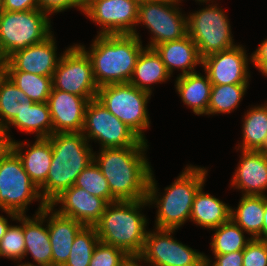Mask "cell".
Wrapping results in <instances>:
<instances>
[{"label": "cell", "mask_w": 267, "mask_h": 266, "mask_svg": "<svg viewBox=\"0 0 267 266\" xmlns=\"http://www.w3.org/2000/svg\"><path fill=\"white\" fill-rule=\"evenodd\" d=\"M89 56L98 87L129 83L137 58L143 50L142 41L133 34L97 35L90 51L78 44Z\"/></svg>", "instance_id": "obj_3"}, {"label": "cell", "mask_w": 267, "mask_h": 266, "mask_svg": "<svg viewBox=\"0 0 267 266\" xmlns=\"http://www.w3.org/2000/svg\"><path fill=\"white\" fill-rule=\"evenodd\" d=\"M260 152H262V153H264V154L267 155V138H266V141H265V143H264V146H263V148L260 150Z\"/></svg>", "instance_id": "obj_48"}, {"label": "cell", "mask_w": 267, "mask_h": 266, "mask_svg": "<svg viewBox=\"0 0 267 266\" xmlns=\"http://www.w3.org/2000/svg\"><path fill=\"white\" fill-rule=\"evenodd\" d=\"M242 266H267V240L251 238L243 250Z\"/></svg>", "instance_id": "obj_38"}, {"label": "cell", "mask_w": 267, "mask_h": 266, "mask_svg": "<svg viewBox=\"0 0 267 266\" xmlns=\"http://www.w3.org/2000/svg\"><path fill=\"white\" fill-rule=\"evenodd\" d=\"M15 126L25 133H36V138H48L53 134V125L47 102H34L3 129L8 136L9 127Z\"/></svg>", "instance_id": "obj_28"}, {"label": "cell", "mask_w": 267, "mask_h": 266, "mask_svg": "<svg viewBox=\"0 0 267 266\" xmlns=\"http://www.w3.org/2000/svg\"><path fill=\"white\" fill-rule=\"evenodd\" d=\"M248 84H212L207 115L229 113L238 108Z\"/></svg>", "instance_id": "obj_33"}, {"label": "cell", "mask_w": 267, "mask_h": 266, "mask_svg": "<svg viewBox=\"0 0 267 266\" xmlns=\"http://www.w3.org/2000/svg\"><path fill=\"white\" fill-rule=\"evenodd\" d=\"M42 200L39 188L25 172L21 159L11 149L0 161V209L14 221L25 215L32 201Z\"/></svg>", "instance_id": "obj_8"}, {"label": "cell", "mask_w": 267, "mask_h": 266, "mask_svg": "<svg viewBox=\"0 0 267 266\" xmlns=\"http://www.w3.org/2000/svg\"><path fill=\"white\" fill-rule=\"evenodd\" d=\"M3 11H27L39 9L38 0H2Z\"/></svg>", "instance_id": "obj_42"}, {"label": "cell", "mask_w": 267, "mask_h": 266, "mask_svg": "<svg viewBox=\"0 0 267 266\" xmlns=\"http://www.w3.org/2000/svg\"><path fill=\"white\" fill-rule=\"evenodd\" d=\"M17 266H28V265H25L24 263H21V264H19Z\"/></svg>", "instance_id": "obj_52"}, {"label": "cell", "mask_w": 267, "mask_h": 266, "mask_svg": "<svg viewBox=\"0 0 267 266\" xmlns=\"http://www.w3.org/2000/svg\"><path fill=\"white\" fill-rule=\"evenodd\" d=\"M266 207L267 195H243L237 209L231 208L230 219L251 238L262 239L263 215Z\"/></svg>", "instance_id": "obj_27"}, {"label": "cell", "mask_w": 267, "mask_h": 266, "mask_svg": "<svg viewBox=\"0 0 267 266\" xmlns=\"http://www.w3.org/2000/svg\"><path fill=\"white\" fill-rule=\"evenodd\" d=\"M205 264L207 266H242L243 265V250L226 253L223 255H214L216 261L213 264L206 255H204Z\"/></svg>", "instance_id": "obj_40"}, {"label": "cell", "mask_w": 267, "mask_h": 266, "mask_svg": "<svg viewBox=\"0 0 267 266\" xmlns=\"http://www.w3.org/2000/svg\"><path fill=\"white\" fill-rule=\"evenodd\" d=\"M51 34L47 39L12 54L3 62V71H23L41 76H52L57 58L56 42Z\"/></svg>", "instance_id": "obj_16"}, {"label": "cell", "mask_w": 267, "mask_h": 266, "mask_svg": "<svg viewBox=\"0 0 267 266\" xmlns=\"http://www.w3.org/2000/svg\"><path fill=\"white\" fill-rule=\"evenodd\" d=\"M148 231L141 256L152 266H204V253L175 240L171 234L176 229Z\"/></svg>", "instance_id": "obj_13"}, {"label": "cell", "mask_w": 267, "mask_h": 266, "mask_svg": "<svg viewBox=\"0 0 267 266\" xmlns=\"http://www.w3.org/2000/svg\"><path fill=\"white\" fill-rule=\"evenodd\" d=\"M151 170L147 200L149 206L155 204V228L178 229L190 219L194 196L205 184L207 170L204 167L186 166L174 182L165 188V193L159 198L158 187Z\"/></svg>", "instance_id": "obj_4"}, {"label": "cell", "mask_w": 267, "mask_h": 266, "mask_svg": "<svg viewBox=\"0 0 267 266\" xmlns=\"http://www.w3.org/2000/svg\"><path fill=\"white\" fill-rule=\"evenodd\" d=\"M3 11V2L0 0V13Z\"/></svg>", "instance_id": "obj_51"}, {"label": "cell", "mask_w": 267, "mask_h": 266, "mask_svg": "<svg viewBox=\"0 0 267 266\" xmlns=\"http://www.w3.org/2000/svg\"><path fill=\"white\" fill-rule=\"evenodd\" d=\"M48 217V205L41 201L38 210L32 218L23 215V235L25 240V254H31L32 263L28 266H52V248L49 237L48 226L44 228L45 218Z\"/></svg>", "instance_id": "obj_19"}, {"label": "cell", "mask_w": 267, "mask_h": 266, "mask_svg": "<svg viewBox=\"0 0 267 266\" xmlns=\"http://www.w3.org/2000/svg\"><path fill=\"white\" fill-rule=\"evenodd\" d=\"M203 186L194 196L190 220L210 230L230 220L231 207L210 193H205Z\"/></svg>", "instance_id": "obj_25"}, {"label": "cell", "mask_w": 267, "mask_h": 266, "mask_svg": "<svg viewBox=\"0 0 267 266\" xmlns=\"http://www.w3.org/2000/svg\"><path fill=\"white\" fill-rule=\"evenodd\" d=\"M3 74V62L0 61V77Z\"/></svg>", "instance_id": "obj_50"}, {"label": "cell", "mask_w": 267, "mask_h": 266, "mask_svg": "<svg viewBox=\"0 0 267 266\" xmlns=\"http://www.w3.org/2000/svg\"><path fill=\"white\" fill-rule=\"evenodd\" d=\"M38 7L48 15L62 12L70 8H78L84 12L83 0H38Z\"/></svg>", "instance_id": "obj_39"}, {"label": "cell", "mask_w": 267, "mask_h": 266, "mask_svg": "<svg viewBox=\"0 0 267 266\" xmlns=\"http://www.w3.org/2000/svg\"><path fill=\"white\" fill-rule=\"evenodd\" d=\"M52 88L84 98H97L98 85L87 53L77 44L67 48L52 75Z\"/></svg>", "instance_id": "obj_12"}, {"label": "cell", "mask_w": 267, "mask_h": 266, "mask_svg": "<svg viewBox=\"0 0 267 266\" xmlns=\"http://www.w3.org/2000/svg\"><path fill=\"white\" fill-rule=\"evenodd\" d=\"M126 255L122 249L99 241L89 266H119Z\"/></svg>", "instance_id": "obj_37"}, {"label": "cell", "mask_w": 267, "mask_h": 266, "mask_svg": "<svg viewBox=\"0 0 267 266\" xmlns=\"http://www.w3.org/2000/svg\"><path fill=\"white\" fill-rule=\"evenodd\" d=\"M180 3H181V0H178ZM197 2H200V3H207L208 1H211V0H195ZM213 2V0L211 1Z\"/></svg>", "instance_id": "obj_49"}, {"label": "cell", "mask_w": 267, "mask_h": 266, "mask_svg": "<svg viewBox=\"0 0 267 266\" xmlns=\"http://www.w3.org/2000/svg\"><path fill=\"white\" fill-rule=\"evenodd\" d=\"M58 89H51L47 100L53 134L58 132H81L84 125L85 110L90 100Z\"/></svg>", "instance_id": "obj_18"}, {"label": "cell", "mask_w": 267, "mask_h": 266, "mask_svg": "<svg viewBox=\"0 0 267 266\" xmlns=\"http://www.w3.org/2000/svg\"><path fill=\"white\" fill-rule=\"evenodd\" d=\"M151 94L130 83L105 85L98 89L97 100L132 129L143 141L150 126L147 103Z\"/></svg>", "instance_id": "obj_7"}, {"label": "cell", "mask_w": 267, "mask_h": 266, "mask_svg": "<svg viewBox=\"0 0 267 266\" xmlns=\"http://www.w3.org/2000/svg\"><path fill=\"white\" fill-rule=\"evenodd\" d=\"M148 146L104 148L94 152V161L107 179L116 200L147 199L151 165L145 157Z\"/></svg>", "instance_id": "obj_1"}, {"label": "cell", "mask_w": 267, "mask_h": 266, "mask_svg": "<svg viewBox=\"0 0 267 266\" xmlns=\"http://www.w3.org/2000/svg\"><path fill=\"white\" fill-rule=\"evenodd\" d=\"M58 204L62 205L61 209H56L60 215L73 218L84 226H94L100 220L108 202L73 185L50 203L52 207Z\"/></svg>", "instance_id": "obj_17"}, {"label": "cell", "mask_w": 267, "mask_h": 266, "mask_svg": "<svg viewBox=\"0 0 267 266\" xmlns=\"http://www.w3.org/2000/svg\"><path fill=\"white\" fill-rule=\"evenodd\" d=\"M171 74L154 48L144 47L139 54L130 84L152 94L151 84L166 82Z\"/></svg>", "instance_id": "obj_26"}, {"label": "cell", "mask_w": 267, "mask_h": 266, "mask_svg": "<svg viewBox=\"0 0 267 266\" xmlns=\"http://www.w3.org/2000/svg\"><path fill=\"white\" fill-rule=\"evenodd\" d=\"M74 186L83 188L88 193L105 199L108 203L117 201L111 194L107 179L100 168L91 162L77 177Z\"/></svg>", "instance_id": "obj_35"}, {"label": "cell", "mask_w": 267, "mask_h": 266, "mask_svg": "<svg viewBox=\"0 0 267 266\" xmlns=\"http://www.w3.org/2000/svg\"><path fill=\"white\" fill-rule=\"evenodd\" d=\"M83 13L102 26L98 35L133 34L140 39L136 30L138 5L132 0H86Z\"/></svg>", "instance_id": "obj_14"}, {"label": "cell", "mask_w": 267, "mask_h": 266, "mask_svg": "<svg viewBox=\"0 0 267 266\" xmlns=\"http://www.w3.org/2000/svg\"><path fill=\"white\" fill-rule=\"evenodd\" d=\"M144 258L140 254H128L121 261L119 266H141L138 262H143Z\"/></svg>", "instance_id": "obj_44"}, {"label": "cell", "mask_w": 267, "mask_h": 266, "mask_svg": "<svg viewBox=\"0 0 267 266\" xmlns=\"http://www.w3.org/2000/svg\"><path fill=\"white\" fill-rule=\"evenodd\" d=\"M16 221L21 225H10L0 240V256L21 262L25 254L23 215H18Z\"/></svg>", "instance_id": "obj_36"}, {"label": "cell", "mask_w": 267, "mask_h": 266, "mask_svg": "<svg viewBox=\"0 0 267 266\" xmlns=\"http://www.w3.org/2000/svg\"><path fill=\"white\" fill-rule=\"evenodd\" d=\"M99 241L95 226H83L77 233L70 249V255L63 266H89Z\"/></svg>", "instance_id": "obj_34"}, {"label": "cell", "mask_w": 267, "mask_h": 266, "mask_svg": "<svg viewBox=\"0 0 267 266\" xmlns=\"http://www.w3.org/2000/svg\"><path fill=\"white\" fill-rule=\"evenodd\" d=\"M11 136L0 128V161L7 155V153L12 149Z\"/></svg>", "instance_id": "obj_43"}, {"label": "cell", "mask_w": 267, "mask_h": 266, "mask_svg": "<svg viewBox=\"0 0 267 266\" xmlns=\"http://www.w3.org/2000/svg\"><path fill=\"white\" fill-rule=\"evenodd\" d=\"M34 102L4 73L0 77V128L4 129L16 115Z\"/></svg>", "instance_id": "obj_30"}, {"label": "cell", "mask_w": 267, "mask_h": 266, "mask_svg": "<svg viewBox=\"0 0 267 266\" xmlns=\"http://www.w3.org/2000/svg\"><path fill=\"white\" fill-rule=\"evenodd\" d=\"M49 15L40 9L0 13V61L15 52L47 39L51 31Z\"/></svg>", "instance_id": "obj_6"}, {"label": "cell", "mask_w": 267, "mask_h": 266, "mask_svg": "<svg viewBox=\"0 0 267 266\" xmlns=\"http://www.w3.org/2000/svg\"><path fill=\"white\" fill-rule=\"evenodd\" d=\"M134 1L137 5H140V4H143V3H146V2H150V1H153V0H132Z\"/></svg>", "instance_id": "obj_47"}, {"label": "cell", "mask_w": 267, "mask_h": 266, "mask_svg": "<svg viewBox=\"0 0 267 266\" xmlns=\"http://www.w3.org/2000/svg\"><path fill=\"white\" fill-rule=\"evenodd\" d=\"M240 151V161L232 176L231 186L241 189L242 195H266L267 155L260 151Z\"/></svg>", "instance_id": "obj_20"}, {"label": "cell", "mask_w": 267, "mask_h": 266, "mask_svg": "<svg viewBox=\"0 0 267 266\" xmlns=\"http://www.w3.org/2000/svg\"><path fill=\"white\" fill-rule=\"evenodd\" d=\"M193 72L179 75L175 81L176 90L184 104L196 115H207L212 83L207 74Z\"/></svg>", "instance_id": "obj_24"}, {"label": "cell", "mask_w": 267, "mask_h": 266, "mask_svg": "<svg viewBox=\"0 0 267 266\" xmlns=\"http://www.w3.org/2000/svg\"><path fill=\"white\" fill-rule=\"evenodd\" d=\"M243 119V141L238 144V150L260 151L267 138V102L251 107Z\"/></svg>", "instance_id": "obj_29"}, {"label": "cell", "mask_w": 267, "mask_h": 266, "mask_svg": "<svg viewBox=\"0 0 267 266\" xmlns=\"http://www.w3.org/2000/svg\"><path fill=\"white\" fill-rule=\"evenodd\" d=\"M148 200L114 201L108 203L100 220L94 225L99 240L122 249L128 254H141L145 237L147 217L141 214Z\"/></svg>", "instance_id": "obj_5"}, {"label": "cell", "mask_w": 267, "mask_h": 266, "mask_svg": "<svg viewBox=\"0 0 267 266\" xmlns=\"http://www.w3.org/2000/svg\"><path fill=\"white\" fill-rule=\"evenodd\" d=\"M262 239L267 240V207L264 212Z\"/></svg>", "instance_id": "obj_46"}, {"label": "cell", "mask_w": 267, "mask_h": 266, "mask_svg": "<svg viewBox=\"0 0 267 266\" xmlns=\"http://www.w3.org/2000/svg\"><path fill=\"white\" fill-rule=\"evenodd\" d=\"M154 49L171 75L175 69L182 71L179 75L193 73L196 65L202 64L197 46L189 35L178 40L163 42Z\"/></svg>", "instance_id": "obj_23"}, {"label": "cell", "mask_w": 267, "mask_h": 266, "mask_svg": "<svg viewBox=\"0 0 267 266\" xmlns=\"http://www.w3.org/2000/svg\"><path fill=\"white\" fill-rule=\"evenodd\" d=\"M217 4L187 16L188 35L195 42L201 59L236 46L230 21Z\"/></svg>", "instance_id": "obj_9"}, {"label": "cell", "mask_w": 267, "mask_h": 266, "mask_svg": "<svg viewBox=\"0 0 267 266\" xmlns=\"http://www.w3.org/2000/svg\"><path fill=\"white\" fill-rule=\"evenodd\" d=\"M211 230H215L212 241L210 242L213 255H223L244 250L251 240V237L245 238V231L231 219Z\"/></svg>", "instance_id": "obj_32"}, {"label": "cell", "mask_w": 267, "mask_h": 266, "mask_svg": "<svg viewBox=\"0 0 267 266\" xmlns=\"http://www.w3.org/2000/svg\"><path fill=\"white\" fill-rule=\"evenodd\" d=\"M81 132L87 141L100 142V149L148 146V141H143L97 99L87 104Z\"/></svg>", "instance_id": "obj_10"}, {"label": "cell", "mask_w": 267, "mask_h": 266, "mask_svg": "<svg viewBox=\"0 0 267 266\" xmlns=\"http://www.w3.org/2000/svg\"><path fill=\"white\" fill-rule=\"evenodd\" d=\"M179 3L178 0H153L138 5L136 25L142 23L153 35L146 47L154 48L188 35L187 17L180 12Z\"/></svg>", "instance_id": "obj_11"}, {"label": "cell", "mask_w": 267, "mask_h": 266, "mask_svg": "<svg viewBox=\"0 0 267 266\" xmlns=\"http://www.w3.org/2000/svg\"><path fill=\"white\" fill-rule=\"evenodd\" d=\"M9 226L10 224L8 223V220L6 219V217H3L2 215H0V240L6 233Z\"/></svg>", "instance_id": "obj_45"}, {"label": "cell", "mask_w": 267, "mask_h": 266, "mask_svg": "<svg viewBox=\"0 0 267 266\" xmlns=\"http://www.w3.org/2000/svg\"><path fill=\"white\" fill-rule=\"evenodd\" d=\"M31 101L47 102L52 89V76H41L23 71H3Z\"/></svg>", "instance_id": "obj_31"}, {"label": "cell", "mask_w": 267, "mask_h": 266, "mask_svg": "<svg viewBox=\"0 0 267 266\" xmlns=\"http://www.w3.org/2000/svg\"><path fill=\"white\" fill-rule=\"evenodd\" d=\"M48 215L45 221L52 248V266H63L77 233L84 225L73 218L60 215L51 205H48Z\"/></svg>", "instance_id": "obj_21"}, {"label": "cell", "mask_w": 267, "mask_h": 266, "mask_svg": "<svg viewBox=\"0 0 267 266\" xmlns=\"http://www.w3.org/2000/svg\"><path fill=\"white\" fill-rule=\"evenodd\" d=\"M48 139L52 146V160L39 193L50 205L65 189L74 185L78 175L94 161V153L82 132H58Z\"/></svg>", "instance_id": "obj_2"}, {"label": "cell", "mask_w": 267, "mask_h": 266, "mask_svg": "<svg viewBox=\"0 0 267 266\" xmlns=\"http://www.w3.org/2000/svg\"><path fill=\"white\" fill-rule=\"evenodd\" d=\"M249 58L250 62L262 73L267 76V39L259 44V47Z\"/></svg>", "instance_id": "obj_41"}, {"label": "cell", "mask_w": 267, "mask_h": 266, "mask_svg": "<svg viewBox=\"0 0 267 266\" xmlns=\"http://www.w3.org/2000/svg\"><path fill=\"white\" fill-rule=\"evenodd\" d=\"M247 57L244 46L236 45L203 58L201 66L212 84H249Z\"/></svg>", "instance_id": "obj_15"}, {"label": "cell", "mask_w": 267, "mask_h": 266, "mask_svg": "<svg viewBox=\"0 0 267 266\" xmlns=\"http://www.w3.org/2000/svg\"><path fill=\"white\" fill-rule=\"evenodd\" d=\"M27 144L28 150L24 153L22 150ZM23 145V146H22ZM12 150L21 159L25 172L29 175L31 181L40 188L47 179L52 160V146L48 138H36L31 146L28 143L12 141Z\"/></svg>", "instance_id": "obj_22"}]
</instances>
